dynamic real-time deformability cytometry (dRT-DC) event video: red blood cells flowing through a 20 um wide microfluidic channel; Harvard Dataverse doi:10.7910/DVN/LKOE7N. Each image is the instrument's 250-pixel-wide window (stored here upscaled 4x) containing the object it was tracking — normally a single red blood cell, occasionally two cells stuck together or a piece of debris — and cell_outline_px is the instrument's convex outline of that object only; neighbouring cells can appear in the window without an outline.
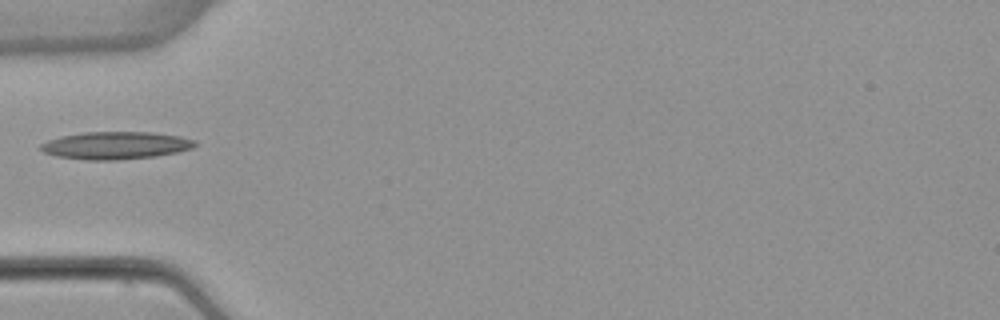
{"species": "common noctule bat (a hibernating species)", "species_latin": "Nyctalus noctula", "temperature_condition": "warm", "stored_images_in_passage": 5, "camera_frame_rate_fps": 3000, "um_per_image_px": 0.085, "animal": {"sex": "female", "body_mass_g": 22.7, "forearm_length_mm": 54.2}, "frame": {"image": 1, "passage_image": 1, "time_ms": 0.0, "image_size_px": [1000, 320], "cell_outline_px": [[196, 144], [192, 148], [176, 152], [156, 156], [116, 160], [88, 160], [56, 156], [44, 152], [40, 148], [40, 144], [48, 140], [60, 136], [84, 132], [152, 132], [180, 136], [196, 140]], "centroid_in_image_um": [9.83, 12.35], "position_along_channel_um": 75.2, "area_um2": 24.74}}